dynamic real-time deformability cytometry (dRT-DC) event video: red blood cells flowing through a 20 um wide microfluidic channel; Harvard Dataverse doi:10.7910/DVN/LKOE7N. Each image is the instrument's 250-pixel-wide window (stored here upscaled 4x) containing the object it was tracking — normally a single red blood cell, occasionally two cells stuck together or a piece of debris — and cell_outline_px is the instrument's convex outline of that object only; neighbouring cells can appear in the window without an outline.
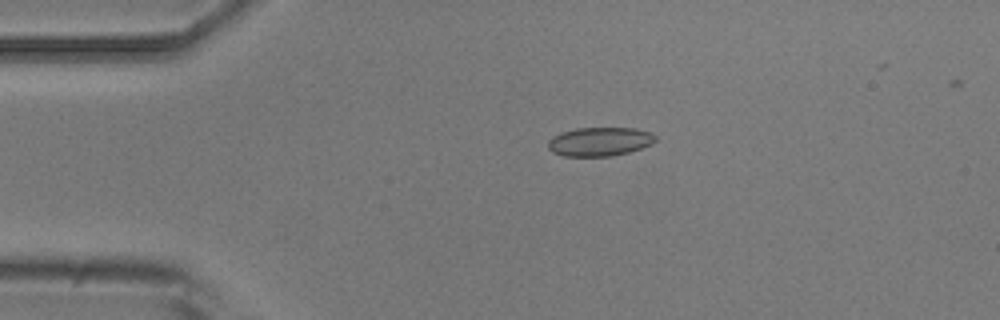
{"species": "common noctule bat (a hibernating species)", "species_latin": "Nyctalus noctula", "temperature_condition": "room temperature", "stored_images_in_passage": 6, "camera_frame_rate_fps": 3000, "um_per_image_px": 0.085, "animal": {"sex": "male", "body_mass_g": 20.5, "forearm_length_mm": 52.5}, "frame": {"image": 1, "passage_image": 4, "time_ms": 3.333, "image_size_px": [1000, 320], "cell_outline_px": [[656, 140], [652, 144], [628, 152], [612, 156], [564, 156], [552, 152], [548, 148], [548, 140], [552, 136], [560, 132], [576, 128], [632, 128], [652, 132], [656, 136]], "centroid_in_image_um": [50.95, 12.03], "position_along_channel_um": 34.0, "area_um2": 18.15}}